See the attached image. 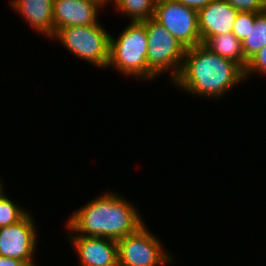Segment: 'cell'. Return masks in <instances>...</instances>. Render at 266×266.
Instances as JSON below:
<instances>
[{
	"instance_id": "5bb4252c",
	"label": "cell",
	"mask_w": 266,
	"mask_h": 266,
	"mask_svg": "<svg viewBox=\"0 0 266 266\" xmlns=\"http://www.w3.org/2000/svg\"><path fill=\"white\" fill-rule=\"evenodd\" d=\"M156 3L157 0H116L112 6L130 22H142L153 18Z\"/></svg>"
},
{
	"instance_id": "9c48e42d",
	"label": "cell",
	"mask_w": 266,
	"mask_h": 266,
	"mask_svg": "<svg viewBox=\"0 0 266 266\" xmlns=\"http://www.w3.org/2000/svg\"><path fill=\"white\" fill-rule=\"evenodd\" d=\"M79 266H118L117 241L104 237L69 236Z\"/></svg>"
},
{
	"instance_id": "603a6c76",
	"label": "cell",
	"mask_w": 266,
	"mask_h": 266,
	"mask_svg": "<svg viewBox=\"0 0 266 266\" xmlns=\"http://www.w3.org/2000/svg\"><path fill=\"white\" fill-rule=\"evenodd\" d=\"M1 179V178H0ZM4 182H2V179L0 180V195L2 194V193H4V190H5V188H4Z\"/></svg>"
},
{
	"instance_id": "5b68a950",
	"label": "cell",
	"mask_w": 266,
	"mask_h": 266,
	"mask_svg": "<svg viewBox=\"0 0 266 266\" xmlns=\"http://www.w3.org/2000/svg\"><path fill=\"white\" fill-rule=\"evenodd\" d=\"M52 39L73 55L99 68L107 69L110 32L100 22L58 29Z\"/></svg>"
},
{
	"instance_id": "30bf717a",
	"label": "cell",
	"mask_w": 266,
	"mask_h": 266,
	"mask_svg": "<svg viewBox=\"0 0 266 266\" xmlns=\"http://www.w3.org/2000/svg\"><path fill=\"white\" fill-rule=\"evenodd\" d=\"M101 8L95 0H54V34L61 28L98 23Z\"/></svg>"
},
{
	"instance_id": "52a82bcc",
	"label": "cell",
	"mask_w": 266,
	"mask_h": 266,
	"mask_svg": "<svg viewBox=\"0 0 266 266\" xmlns=\"http://www.w3.org/2000/svg\"><path fill=\"white\" fill-rule=\"evenodd\" d=\"M153 19L186 49L201 44L198 11L174 0H157Z\"/></svg>"
},
{
	"instance_id": "2e32d148",
	"label": "cell",
	"mask_w": 266,
	"mask_h": 266,
	"mask_svg": "<svg viewBox=\"0 0 266 266\" xmlns=\"http://www.w3.org/2000/svg\"><path fill=\"white\" fill-rule=\"evenodd\" d=\"M4 193L0 195V227L10 226L21 221L27 214L28 209L23 208L15 201L10 200Z\"/></svg>"
},
{
	"instance_id": "8992f818",
	"label": "cell",
	"mask_w": 266,
	"mask_h": 266,
	"mask_svg": "<svg viewBox=\"0 0 266 266\" xmlns=\"http://www.w3.org/2000/svg\"><path fill=\"white\" fill-rule=\"evenodd\" d=\"M157 237L144 224L135 233L119 239L118 266H167L174 263L175 258L163 249L162 241Z\"/></svg>"
},
{
	"instance_id": "6da1fadb",
	"label": "cell",
	"mask_w": 266,
	"mask_h": 266,
	"mask_svg": "<svg viewBox=\"0 0 266 266\" xmlns=\"http://www.w3.org/2000/svg\"><path fill=\"white\" fill-rule=\"evenodd\" d=\"M101 194L68 217V236L104 237L118 241L145 224L136 206L119 193L108 190Z\"/></svg>"
},
{
	"instance_id": "7c38bea8",
	"label": "cell",
	"mask_w": 266,
	"mask_h": 266,
	"mask_svg": "<svg viewBox=\"0 0 266 266\" xmlns=\"http://www.w3.org/2000/svg\"><path fill=\"white\" fill-rule=\"evenodd\" d=\"M54 0H11V7L27 24L45 38L54 36Z\"/></svg>"
},
{
	"instance_id": "7a4b0ae2",
	"label": "cell",
	"mask_w": 266,
	"mask_h": 266,
	"mask_svg": "<svg viewBox=\"0 0 266 266\" xmlns=\"http://www.w3.org/2000/svg\"><path fill=\"white\" fill-rule=\"evenodd\" d=\"M241 81L245 77L239 64L222 58L201 43L186 49L180 73L172 84L190 95L222 99Z\"/></svg>"
},
{
	"instance_id": "ba28073f",
	"label": "cell",
	"mask_w": 266,
	"mask_h": 266,
	"mask_svg": "<svg viewBox=\"0 0 266 266\" xmlns=\"http://www.w3.org/2000/svg\"><path fill=\"white\" fill-rule=\"evenodd\" d=\"M29 212L21 221L0 227V256L15 258L35 266L37 230L33 215Z\"/></svg>"
},
{
	"instance_id": "44dd1931",
	"label": "cell",
	"mask_w": 266,
	"mask_h": 266,
	"mask_svg": "<svg viewBox=\"0 0 266 266\" xmlns=\"http://www.w3.org/2000/svg\"><path fill=\"white\" fill-rule=\"evenodd\" d=\"M0 266H29L26 262L15 258L0 256Z\"/></svg>"
},
{
	"instance_id": "d6986e66",
	"label": "cell",
	"mask_w": 266,
	"mask_h": 266,
	"mask_svg": "<svg viewBox=\"0 0 266 266\" xmlns=\"http://www.w3.org/2000/svg\"><path fill=\"white\" fill-rule=\"evenodd\" d=\"M229 3L238 12H256L260 13L266 10L262 0H224Z\"/></svg>"
},
{
	"instance_id": "277c9868",
	"label": "cell",
	"mask_w": 266,
	"mask_h": 266,
	"mask_svg": "<svg viewBox=\"0 0 266 266\" xmlns=\"http://www.w3.org/2000/svg\"><path fill=\"white\" fill-rule=\"evenodd\" d=\"M142 22L148 37L147 82L156 80L167 71L172 83L180 73L186 48L153 18Z\"/></svg>"
},
{
	"instance_id": "ac0fdd59",
	"label": "cell",
	"mask_w": 266,
	"mask_h": 266,
	"mask_svg": "<svg viewBox=\"0 0 266 266\" xmlns=\"http://www.w3.org/2000/svg\"><path fill=\"white\" fill-rule=\"evenodd\" d=\"M266 76V46L257 52L249 61L244 69L245 81L253 74Z\"/></svg>"
},
{
	"instance_id": "3957f363",
	"label": "cell",
	"mask_w": 266,
	"mask_h": 266,
	"mask_svg": "<svg viewBox=\"0 0 266 266\" xmlns=\"http://www.w3.org/2000/svg\"><path fill=\"white\" fill-rule=\"evenodd\" d=\"M148 37L143 22H130L114 37L110 34L107 69L114 67L123 76L147 80Z\"/></svg>"
},
{
	"instance_id": "e0dca14e",
	"label": "cell",
	"mask_w": 266,
	"mask_h": 266,
	"mask_svg": "<svg viewBox=\"0 0 266 266\" xmlns=\"http://www.w3.org/2000/svg\"><path fill=\"white\" fill-rule=\"evenodd\" d=\"M257 14L256 12H238L232 28V33L236 38L243 41L248 37V33L255 23Z\"/></svg>"
},
{
	"instance_id": "9a60e30c",
	"label": "cell",
	"mask_w": 266,
	"mask_h": 266,
	"mask_svg": "<svg viewBox=\"0 0 266 266\" xmlns=\"http://www.w3.org/2000/svg\"><path fill=\"white\" fill-rule=\"evenodd\" d=\"M266 46V10L256 15L255 23L242 41L244 56L249 61L259 50Z\"/></svg>"
},
{
	"instance_id": "ffe728a7",
	"label": "cell",
	"mask_w": 266,
	"mask_h": 266,
	"mask_svg": "<svg viewBox=\"0 0 266 266\" xmlns=\"http://www.w3.org/2000/svg\"><path fill=\"white\" fill-rule=\"evenodd\" d=\"M174 1L181 3L186 7H190L192 9L199 11L200 9L204 8L209 3H211L213 0H174Z\"/></svg>"
},
{
	"instance_id": "7402d4cb",
	"label": "cell",
	"mask_w": 266,
	"mask_h": 266,
	"mask_svg": "<svg viewBox=\"0 0 266 266\" xmlns=\"http://www.w3.org/2000/svg\"><path fill=\"white\" fill-rule=\"evenodd\" d=\"M95 1L98 2L103 8L105 7V5L107 6L111 2H113L114 4L116 3V0H95Z\"/></svg>"
},
{
	"instance_id": "4fadbf2b",
	"label": "cell",
	"mask_w": 266,
	"mask_h": 266,
	"mask_svg": "<svg viewBox=\"0 0 266 266\" xmlns=\"http://www.w3.org/2000/svg\"><path fill=\"white\" fill-rule=\"evenodd\" d=\"M204 45L222 58L236 62L243 69L248 64L244 56L242 41L236 38L232 32L212 36Z\"/></svg>"
},
{
	"instance_id": "8fae6325",
	"label": "cell",
	"mask_w": 266,
	"mask_h": 266,
	"mask_svg": "<svg viewBox=\"0 0 266 266\" xmlns=\"http://www.w3.org/2000/svg\"><path fill=\"white\" fill-rule=\"evenodd\" d=\"M238 11L224 0H213L198 11L199 33L204 44L210 37L232 32Z\"/></svg>"
},
{
	"instance_id": "cb8c5ba5",
	"label": "cell",
	"mask_w": 266,
	"mask_h": 266,
	"mask_svg": "<svg viewBox=\"0 0 266 266\" xmlns=\"http://www.w3.org/2000/svg\"><path fill=\"white\" fill-rule=\"evenodd\" d=\"M262 2L264 3V5L266 6V0H262Z\"/></svg>"
}]
</instances>
